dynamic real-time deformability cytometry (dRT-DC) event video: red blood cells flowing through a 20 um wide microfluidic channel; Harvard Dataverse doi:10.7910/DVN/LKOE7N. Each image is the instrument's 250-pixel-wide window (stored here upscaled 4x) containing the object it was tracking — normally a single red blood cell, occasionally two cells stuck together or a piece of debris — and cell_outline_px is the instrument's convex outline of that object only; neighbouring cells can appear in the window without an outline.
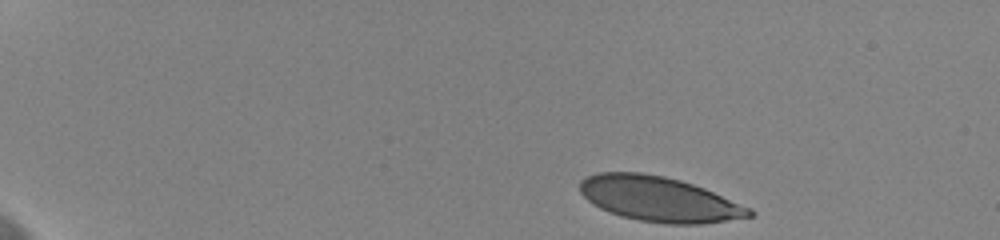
{"species": "human", "species_latin": "Homo sapiens", "temperature_condition": "cold", "stored_images_in_passage": 10, "camera_frame_rate_fps": 3000, "um_per_image_px": 0.085, "donor": {"sex": "female"}, "frame": {"image": 1, "passage_image": 1, "time_ms": 0.0, "image_size_px": [1000, 240], "cell_outline_px": [[756, 212], [752, 216], [700, 224], [664, 224], [640, 220], [620, 216], [600, 208], [592, 204], [580, 192], [580, 180], [584, 176], [596, 172], [640, 172], [664, 176], [680, 180], [704, 188], [752, 208]], "centroid_in_image_um": [56.0, 16.91], "position_along_channel_um": 29.0, "area_um2": 44.51}}